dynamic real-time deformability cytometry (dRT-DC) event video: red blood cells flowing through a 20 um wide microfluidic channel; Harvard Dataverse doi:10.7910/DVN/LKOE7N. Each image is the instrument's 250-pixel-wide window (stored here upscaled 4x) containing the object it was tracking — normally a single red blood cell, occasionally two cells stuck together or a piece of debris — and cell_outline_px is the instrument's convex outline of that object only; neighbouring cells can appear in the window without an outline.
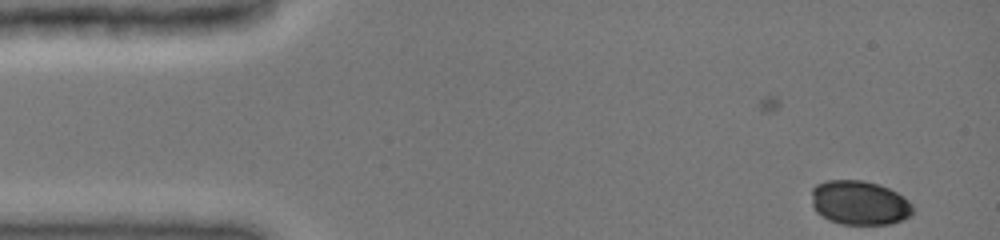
{"species": "common noctule bat (a hibernating species)", "species_latin": "Nyctalus noctula", "temperature_condition": "cold", "stored_images_in_passage": 2, "camera_frame_rate_fps": 3000, "um_per_image_px": 0.085, "animal": {"sex": "female", "body_mass_g": 19.0, "forearm_length_mm": 51.5}, "frame": {"image": 1, "passage_image": 2, "time_ms": 0.333, "image_size_px": [1000, 240], "cell_outline_px": [[912, 212], [908, 216], [900, 220], [888, 224], [840, 224], [828, 220], [816, 212], [812, 208], [812, 188], [816, 184], [824, 180], [864, 180], [880, 184], [904, 196], [912, 204]], "centroid_in_image_um": [73.01, 17.22], "position_along_channel_um": 12.0, "area_um2": 26.3}}